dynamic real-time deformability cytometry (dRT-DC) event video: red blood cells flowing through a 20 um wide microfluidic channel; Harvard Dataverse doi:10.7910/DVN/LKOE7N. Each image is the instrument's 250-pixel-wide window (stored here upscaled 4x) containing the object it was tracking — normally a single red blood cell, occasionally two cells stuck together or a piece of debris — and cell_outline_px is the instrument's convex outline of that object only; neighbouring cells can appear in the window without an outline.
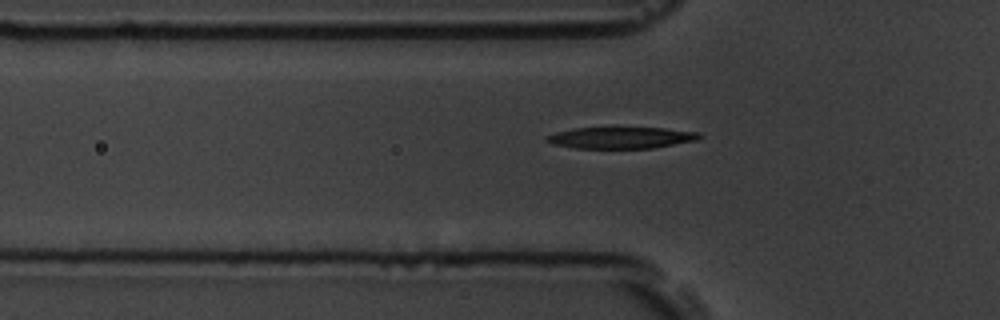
{"species": "common noctule bat (a hibernating species)", "species_latin": "Nyctalus noctula", "temperature_condition": "room temperature", "stored_images_in_passage": 17, "camera_frame_rate_fps": 3000, "um_per_image_px": 0.085, "animal": {"sex": "male", "body_mass_g": 19.5, "forearm_length_mm": 54.6}, "frame": {"image": 1, "passage_image": 7, "time_ms": 8.0, "image_size_px": [1000, 320], "cell_outline_px": [[704, 136], [696, 140], [652, 148], [576, 148], [552, 144], [544, 140], [544, 136], [556, 132], [576, 128], [664, 128], [700, 132]], "centroid_in_image_um": [52.78, 11.7], "position_along_channel_um": 73.0, "area_um2": 19.07}}
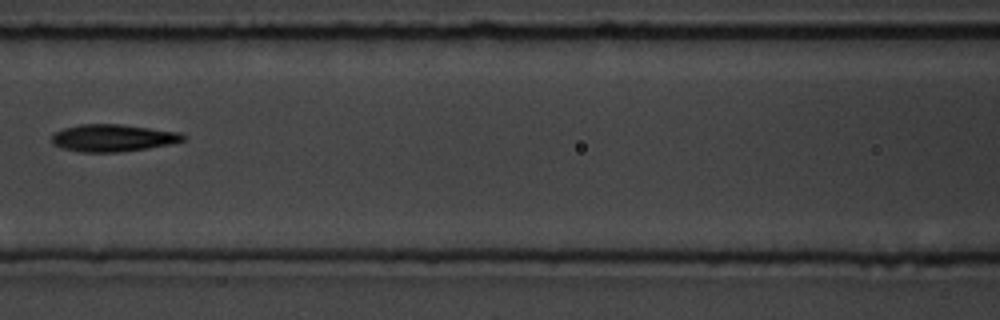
{"frame": {"image": 2, "passage_image": 9, "time_ms": 10.333, "image_size_px": [1000, 320], "cell_outline_px": [[188, 136], [184, 140], [168, 144], [148, 148], [120, 152], [80, 152], [64, 148], [52, 144], [52, 136], [56, 132], [64, 128], [80, 124], [120, 124], [180, 132]], "centroid_in_image_um": [9.61, 11.72], "position_along_channel_um": 157.0, "area_um2": 20.75}}
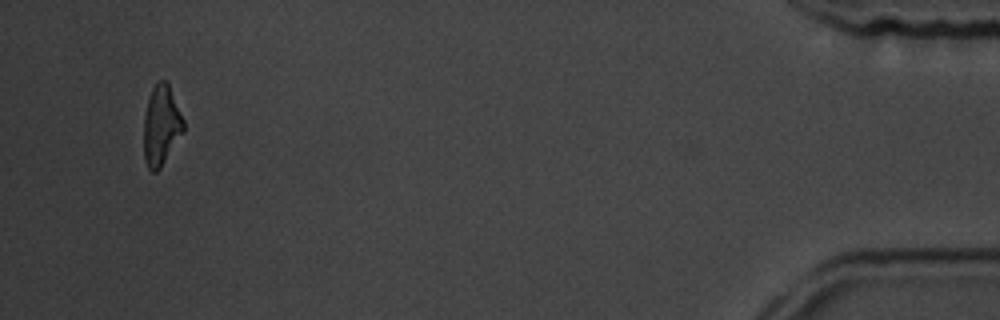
{"frame": {"image": 3, "passage_image": 17, "time_ms": 20.0, "image_size_px": [1000, 320], "cell_outline_px": [[184, 132], [160, 168], [156, 172], [152, 172], [148, 168], [144, 160], [144, 116], [148, 96], [152, 88], [160, 80], [164, 80], [168, 84], [184, 120]], "centroid_in_image_um": [13.7, 10.68], "position_along_channel_um": 421.5, "area_um2": 18.5}, "authors_computed_cell_mechanics": {"area_um2": 20.6346, "velocity_mm_per_s": 3.5753, "shape_relaxation_time_tau1_ms": 1.7809, "shape_relaxation_time_tau2_ms": 6.7951, "deformation_change_tau1": 0.1597, "deformation_change_tau2": 0.19}}